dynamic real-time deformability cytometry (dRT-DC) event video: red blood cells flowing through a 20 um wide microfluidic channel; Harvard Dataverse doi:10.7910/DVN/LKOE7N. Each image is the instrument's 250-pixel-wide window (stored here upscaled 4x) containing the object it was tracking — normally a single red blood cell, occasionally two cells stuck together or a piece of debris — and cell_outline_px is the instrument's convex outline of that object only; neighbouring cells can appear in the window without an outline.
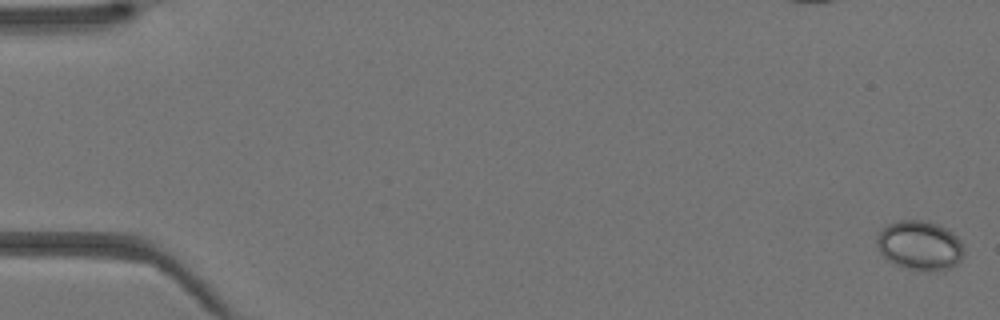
{"species": "Egyptian fruit bat (a non-hibernating species)", "species_latin": "Rousettus aegyptiacus", "temperature_condition": "warm", "stored_images_in_passage": 43, "camera_frame_rate_fps": 3000, "um_per_image_px": 0.085, "animal": {"sex": "female"}, "frame": {"image": 1, "passage_image": 1, "time_ms": 0.0, "image_size_px": [1000, 320], "cell_outline_px": [[964, 252], [960, 260], [952, 268], [940, 272], [920, 272], [896, 264], [888, 260], [880, 252], [876, 244], [876, 236], [888, 224], [900, 220], [924, 220], [940, 224], [948, 228], [960, 240], [964, 248]], "centroid_in_image_um": [78.21, 20.88], "position_along_channel_um": 6.8, "area_um2": 25.55}}
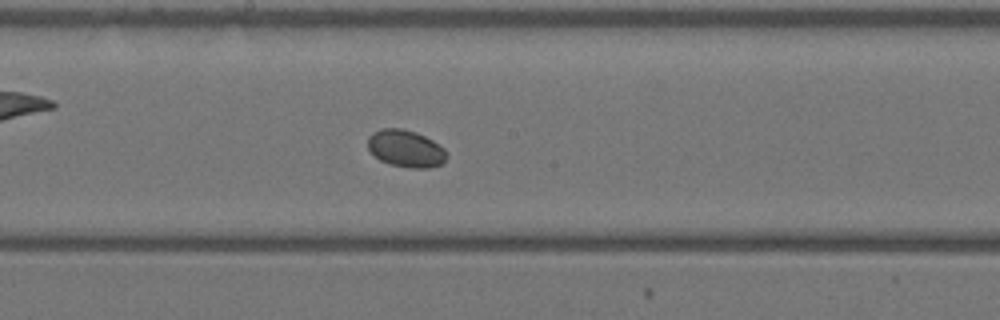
{"frame": {"image": 2, "passage_image": 24, "time_ms": 7.667, "image_size_px": [1000, 320], "cell_outline_px": [[448, 156], [440, 164], [428, 168], [412, 168], [388, 164], [380, 160], [368, 148], [368, 136], [372, 132], [380, 128], [400, 128], [416, 132], [432, 140], [444, 148]], "centroid_in_image_um": [34.47, 12.62], "position_along_channel_um": 213.7, "area_um2": 17.05}}
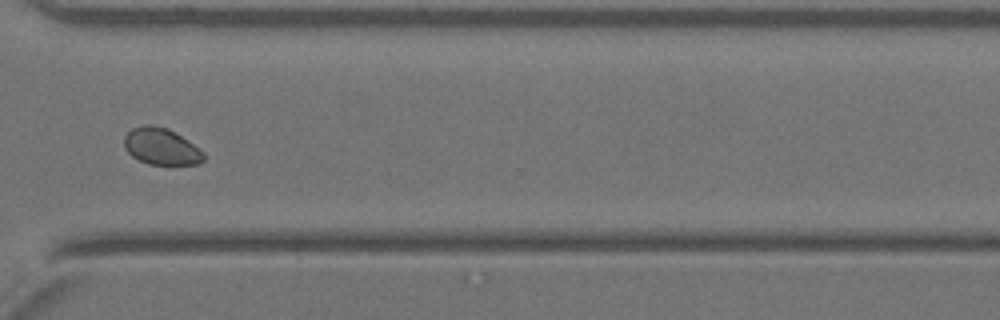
{"frame": {"image": 3, "passage_image": 33, "time_ms": 10.667, "image_size_px": [1000, 320], "cell_outline_px": [[204, 160], [196, 164], [148, 164], [132, 156], [124, 148], [124, 136], [132, 128], [144, 124], [152, 124], [168, 128], [176, 132], [188, 140], [204, 152]], "centroid_in_image_um": [13.69, 12.43], "position_along_channel_um": 356.9, "area_um2": 17.05}}